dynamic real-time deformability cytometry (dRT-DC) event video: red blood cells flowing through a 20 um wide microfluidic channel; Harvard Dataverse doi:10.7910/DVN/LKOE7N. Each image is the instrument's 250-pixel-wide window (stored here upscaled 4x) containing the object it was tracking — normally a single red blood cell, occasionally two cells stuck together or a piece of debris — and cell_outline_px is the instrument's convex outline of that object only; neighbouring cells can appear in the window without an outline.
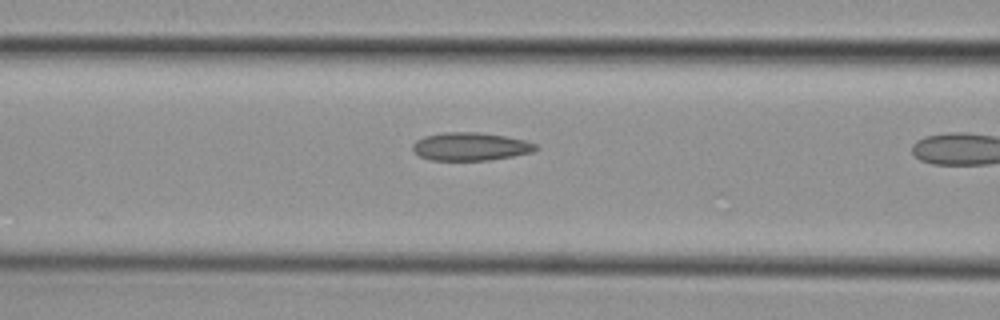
{"species": "common noctule bat (a hibernating species)", "species_latin": "Nyctalus noctula", "temperature_condition": "cold", "stored_images_in_passage": 10, "camera_frame_rate_fps": 3000, "um_per_image_px": 0.085, "animal": {"sex": "female", "body_mass_g": 29.2, "forearm_length_mm": 56.3}, "frame": {"image": 1, "passage_image": 9, "time_ms": 2.667, "image_size_px": [1000, 320], "cell_outline_px": [[540, 148], [532, 152], [512, 156], [488, 160], [432, 160], [420, 156], [412, 148], [412, 144], [416, 140], [424, 136], [444, 132], [480, 132], [504, 136], [524, 140], [536, 144]], "centroid_in_image_um": [39.99, 12.45], "position_along_channel_um": 126.6, "area_um2": 20.06}}